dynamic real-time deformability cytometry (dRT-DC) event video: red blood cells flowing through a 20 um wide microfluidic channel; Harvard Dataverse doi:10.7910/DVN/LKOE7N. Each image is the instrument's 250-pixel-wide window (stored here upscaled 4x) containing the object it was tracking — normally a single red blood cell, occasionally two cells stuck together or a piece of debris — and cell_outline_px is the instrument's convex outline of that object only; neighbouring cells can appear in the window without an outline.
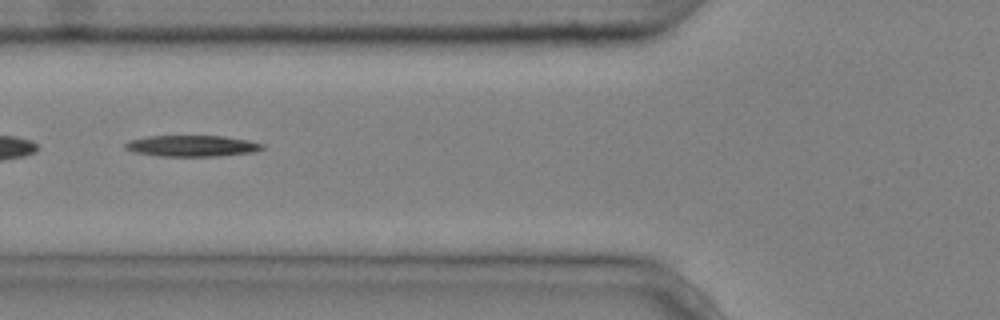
{"species": "common noctule bat (a hibernating species)", "species_latin": "Nyctalus noctula", "temperature_condition": "cold", "stored_images_in_passage": 8, "camera_frame_rate_fps": 3000, "um_per_image_px": 0.085, "animal": {"sex": "male", "body_mass_g": 20.4}, "frame": {"image": 1, "passage_image": 6, "time_ms": 1.667, "image_size_px": [1000, 320], "cell_outline_px": [[264, 148], [256, 152], [220, 156], [160, 156], [136, 152], [124, 148], [124, 144], [128, 140], [148, 136], [224, 136], [248, 140], [264, 144]], "centroid_in_image_um": [16.35, 12.4], "position_along_channel_um": 109.5, "area_um2": 16.99}}
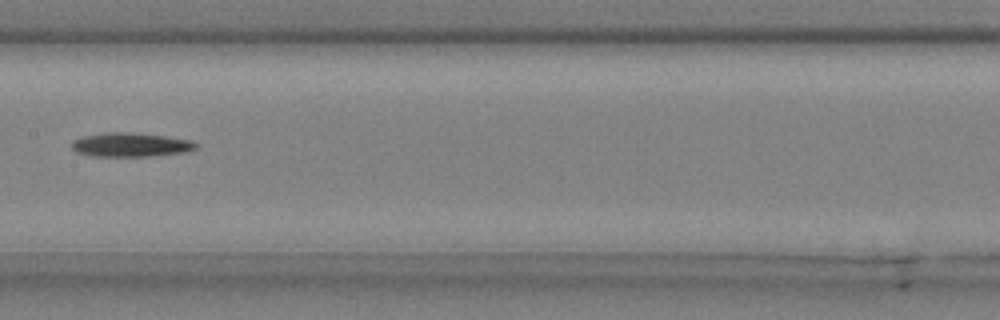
{"frame": {"image": 2, "passage_image": 8, "time_ms": 2.333, "image_size_px": [1000, 320], "cell_outline_px": [[200, 144], [196, 148], [184, 152], [152, 156], [92, 156], [76, 152], [72, 148], [72, 140], [84, 136], [104, 132], [128, 132], [164, 136], [192, 140]], "centroid_in_image_um": [11.11, 12.3], "position_along_channel_um": 196.3, "area_um2": 17.4}}